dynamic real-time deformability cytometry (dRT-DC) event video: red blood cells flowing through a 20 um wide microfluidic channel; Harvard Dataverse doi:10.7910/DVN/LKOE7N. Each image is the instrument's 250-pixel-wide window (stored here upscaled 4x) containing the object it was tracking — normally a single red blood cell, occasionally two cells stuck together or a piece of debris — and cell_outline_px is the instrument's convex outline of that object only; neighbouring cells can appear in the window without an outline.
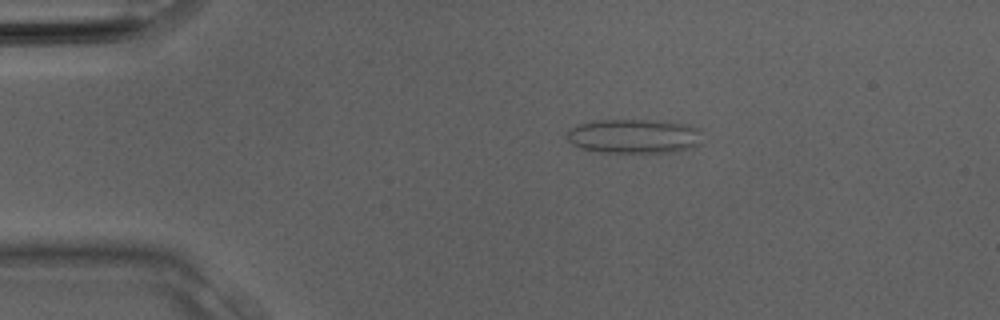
{"species": "Egyptian fruit bat (a non-hibernating species)", "species_latin": "Rousettus aegyptiacus", "temperature_condition": "room temperature", "stored_images_in_passage": 3, "camera_frame_rate_fps": 3000, "um_per_image_px": 0.085, "animal": {"sex": "male"}, "frame": {"image": 1, "passage_image": 2, "time_ms": 0.333, "image_size_px": [1000, 320], "cell_outline_px": [[704, 144], [680, 152], [600, 152], [580, 148], [572, 144], [568, 140], [568, 128], [580, 124], [596, 120], [652, 120], [688, 124], [700, 128]], "centroid_in_image_um": [53.98, 11.58], "position_along_channel_um": 31.0, "area_um2": 27.57}}